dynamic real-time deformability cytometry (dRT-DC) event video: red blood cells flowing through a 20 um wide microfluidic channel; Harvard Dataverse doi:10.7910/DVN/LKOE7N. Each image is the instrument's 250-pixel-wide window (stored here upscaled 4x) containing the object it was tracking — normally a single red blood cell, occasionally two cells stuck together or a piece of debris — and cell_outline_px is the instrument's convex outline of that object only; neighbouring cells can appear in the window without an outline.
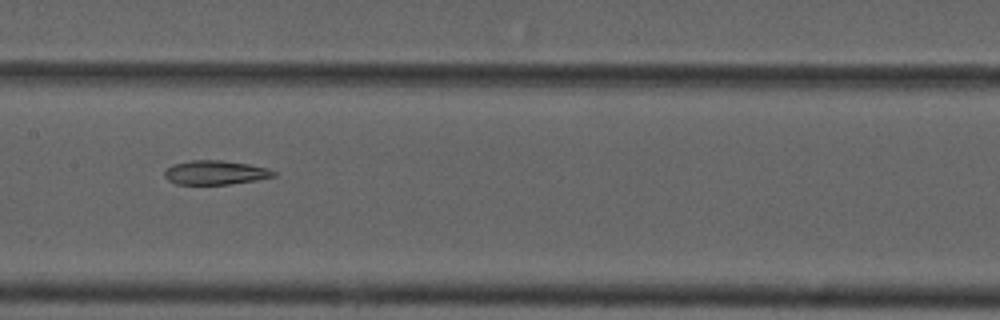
{"species": "common noctule bat (a hibernating species)", "species_latin": "Nyctalus noctula", "temperature_condition": "cold", "stored_images_in_passage": 10, "camera_frame_rate_fps": 3000, "um_per_image_px": 0.085, "animal": {"sex": "male", "forearm_length_mm": 52.5}, "frame": {"image": 1, "passage_image": 9, "time_ms": 9.0, "image_size_px": [1000, 320], "cell_outline_px": [[276, 176], [256, 180], [228, 184], [176, 184], [168, 180], [164, 176], [164, 172], [172, 164], [192, 160], [220, 160], [248, 164], [268, 168], [276, 172]], "centroid_in_image_um": [18.3, 14.66], "position_along_channel_um": 189.1, "area_um2": 15.26}}